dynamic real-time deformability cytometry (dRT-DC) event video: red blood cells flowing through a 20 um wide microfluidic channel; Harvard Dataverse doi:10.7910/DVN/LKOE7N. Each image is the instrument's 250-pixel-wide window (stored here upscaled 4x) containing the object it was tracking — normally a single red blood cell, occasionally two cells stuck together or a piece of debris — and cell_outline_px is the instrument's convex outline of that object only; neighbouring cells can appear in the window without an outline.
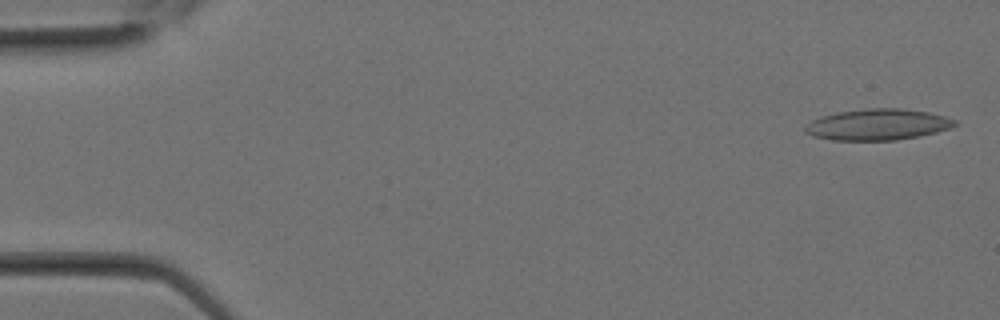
{"species": "Egyptian fruit bat (a non-hibernating species)", "species_latin": "Rousettus aegyptiacus", "temperature_condition": "room temperature", "stored_images_in_passage": 7, "camera_frame_rate_fps": 3000, "um_per_image_px": 0.085, "animal": {"sex": "female"}, "frame": {"image": 1, "passage_image": 1, "time_ms": 0.0, "image_size_px": [1000, 320], "cell_outline_px": [[960, 124], [936, 132], [920, 136], [896, 140], [832, 140], [812, 136], [804, 132], [804, 128], [812, 120], [820, 116], [836, 112], [864, 108], [900, 108], [928, 112], [944, 116], [956, 120]], "centroid_in_image_um": [74.59, 10.58], "position_along_channel_um": 10.4, "area_um2": 27.34}}